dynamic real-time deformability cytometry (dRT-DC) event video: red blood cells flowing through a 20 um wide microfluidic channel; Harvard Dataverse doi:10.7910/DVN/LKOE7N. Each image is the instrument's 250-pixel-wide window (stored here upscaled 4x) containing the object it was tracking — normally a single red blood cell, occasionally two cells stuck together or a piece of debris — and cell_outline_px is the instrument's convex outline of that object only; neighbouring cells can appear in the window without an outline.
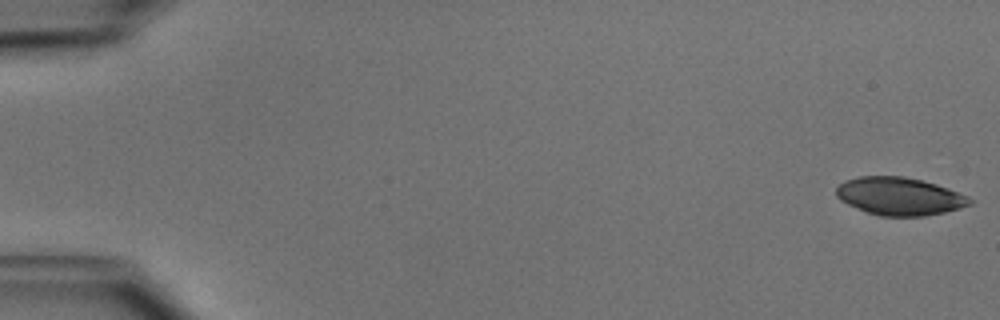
{"species": "common noctule bat (a hibernating species)", "species_latin": "Nyctalus noctula", "temperature_condition": "cold", "stored_images_in_passage": 30, "camera_frame_rate_fps": 3000, "um_per_image_px": 0.085, "animal": {"sex": "male", "body_mass_g": 15.6}, "frame": {"image": 1, "passage_image": 1, "time_ms": 0.0, "image_size_px": [1000, 320], "cell_outline_px": [[972, 204], [960, 208], [944, 212], [924, 216], [880, 216], [868, 212], [848, 204], [840, 200], [836, 196], [836, 188], [844, 180], [860, 176], [904, 176], [936, 184], [948, 188], [968, 196], [972, 200]], "centroid_in_image_um": [76.45, 16.68], "position_along_channel_um": 8.5, "area_um2": 29.36}}
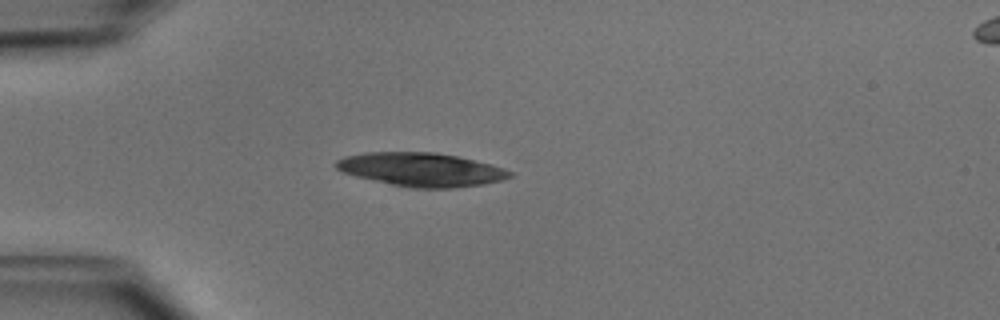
{"frame": {"image": 2, "passage_image": 14, "time_ms": 4.333, "image_size_px": [1000, 320], "cell_outline_px": [[512, 176], [500, 180], [484, 184], [452, 188], [412, 188], [392, 184], [356, 176], [344, 172], [336, 168], [336, 160], [344, 156], [364, 152], [436, 152], [456, 156], [492, 164], [504, 168], [512, 172]], "centroid_in_image_um": [35.81, 14.4], "position_along_channel_um": 49.2, "area_um2": 33.87}}